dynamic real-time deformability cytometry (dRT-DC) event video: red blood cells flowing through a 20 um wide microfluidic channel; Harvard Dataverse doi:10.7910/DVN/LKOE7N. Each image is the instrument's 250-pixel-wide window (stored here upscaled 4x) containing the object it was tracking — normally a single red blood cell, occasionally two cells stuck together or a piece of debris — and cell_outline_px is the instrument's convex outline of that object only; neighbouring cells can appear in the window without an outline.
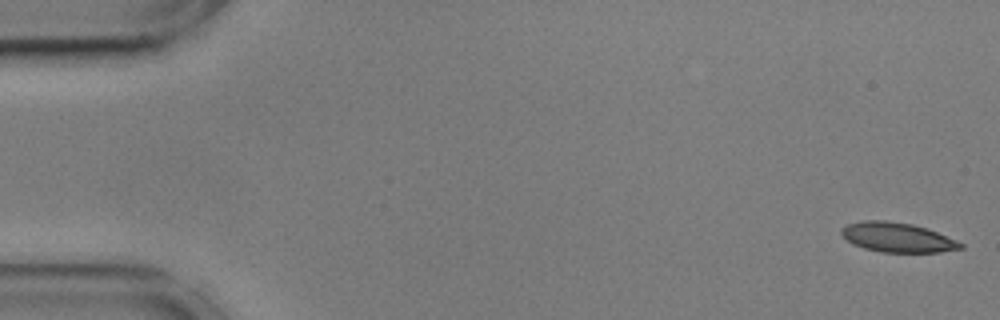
{"species": "common noctule bat (a hibernating species)", "species_latin": "Nyctalus noctula", "temperature_condition": "cold", "stored_images_in_passage": 55, "camera_frame_rate_fps": 3000, "um_per_image_px": 0.085, "animal": {"sex": "male", "body_mass_g": 17.9, "forearm_length_mm": 54.2}, "frame": {"image": 1, "passage_image": 1, "time_ms": 0.0, "image_size_px": [1000, 320], "cell_outline_px": [[964, 248], [940, 252], [880, 252], [864, 248], [852, 244], [840, 232], [840, 228], [848, 224], [864, 220], [888, 220], [912, 224], [928, 228], [956, 240], [964, 244]], "centroid_in_image_um": [76.28, 20.17], "position_along_channel_um": 8.7, "area_um2": 20.63}}
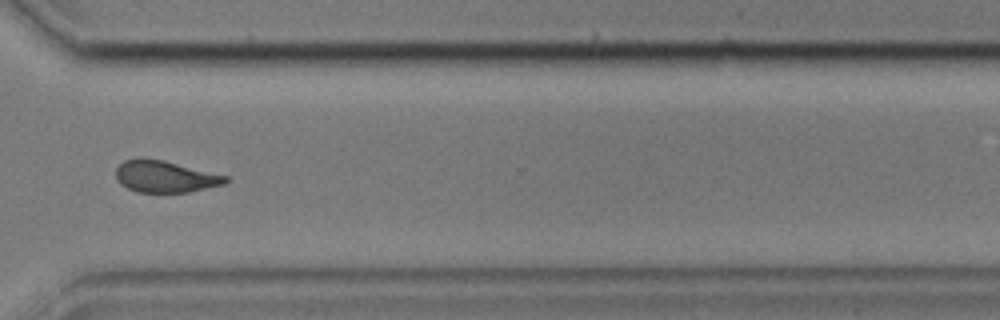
{"frame": {"image": 2, "passage_image": 41, "time_ms": 13.333, "image_size_px": [1000, 320], "cell_outline_px": [[232, 180], [224, 184], [188, 192], [136, 192], [120, 184], [116, 180], [116, 168], [124, 160], [140, 156], [164, 160], [228, 176]], "centroid_in_image_um": [14.02, 14.99], "position_along_channel_um": 356.6, "area_um2": 20.58}}
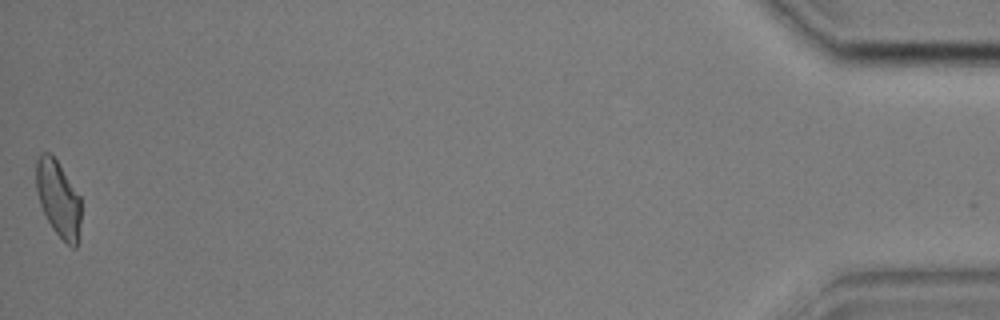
{"frame": {"image": 3, "passage_image": 55, "time_ms": 18.0, "image_size_px": [1000, 320], "cell_outline_px": [[80, 220], [76, 248], [72, 248], [52, 228], [40, 204], [36, 188], [36, 160], [40, 152], [48, 152], [56, 160], [80, 196]], "centroid_in_image_um": [4.94, 16.87], "position_along_channel_um": 430.3, "area_um2": 19.54}, "authors_computed_cell_mechanics": {"area_um2": 21.0392, "velocity_mm_per_s": 3.5952, "shape_relaxation_time_tau1_ms": 3.424, "shape_relaxation_time_tau2_ms": 2.3581, "deformation_change_tau1": 0.1452, "deformation_change_tau2": 0.1027}}